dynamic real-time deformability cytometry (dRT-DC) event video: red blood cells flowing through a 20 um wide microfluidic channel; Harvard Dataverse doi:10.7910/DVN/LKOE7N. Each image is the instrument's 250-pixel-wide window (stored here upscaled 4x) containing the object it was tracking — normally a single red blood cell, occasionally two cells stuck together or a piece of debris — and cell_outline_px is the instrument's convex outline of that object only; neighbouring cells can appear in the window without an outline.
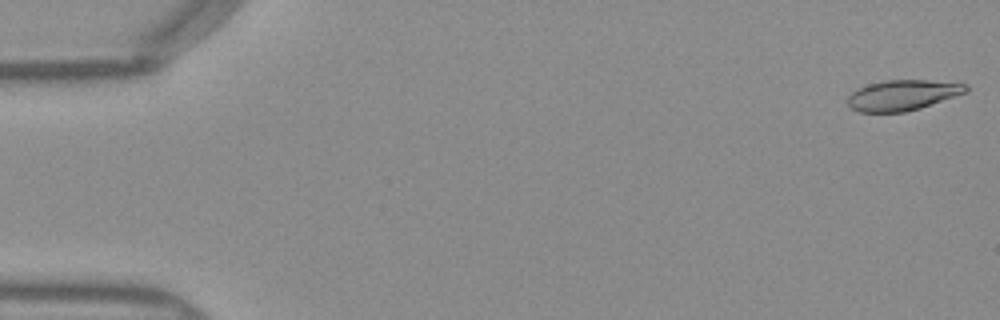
{"species": "Egyptian fruit bat (a non-hibernating species)", "species_latin": "Rousettus aegyptiacus", "temperature_condition": "warm", "stored_images_in_passage": 15, "camera_frame_rate_fps": 3000, "um_per_image_px": 0.085, "frame": {"image": 1, "passage_image": 1, "time_ms": 0.0, "image_size_px": [1000, 320], "cell_outline_px": [[968, 92], [920, 108], [904, 112], [860, 112], [852, 108], [848, 104], [848, 96], [856, 88], [868, 84], [884, 80], [928, 80], [968, 84]], "centroid_in_image_um": [76.72, 8.08], "position_along_channel_um": 8.3, "area_um2": 21.04}}